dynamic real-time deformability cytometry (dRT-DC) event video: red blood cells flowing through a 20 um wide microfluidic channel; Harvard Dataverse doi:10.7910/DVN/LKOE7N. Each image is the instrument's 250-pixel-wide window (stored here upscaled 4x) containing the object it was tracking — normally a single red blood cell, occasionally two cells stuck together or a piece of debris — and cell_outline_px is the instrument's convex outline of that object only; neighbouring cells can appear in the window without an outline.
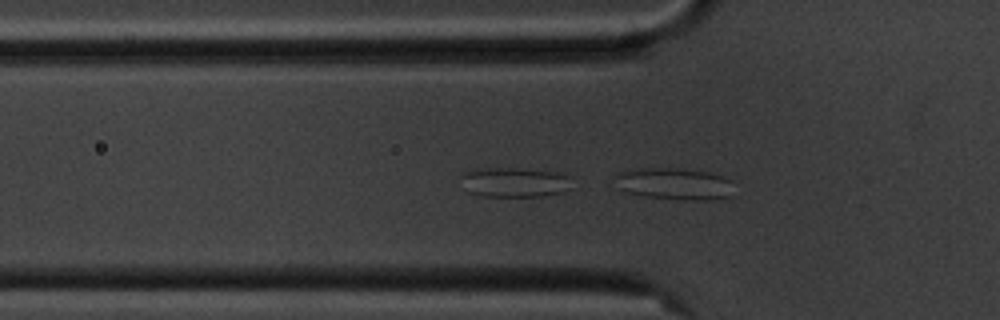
{"species": "common noctule bat (a hibernating species)", "species_latin": "Nyctalus noctula", "temperature_condition": "cold", "stored_images_in_passage": 8, "camera_frame_rate_fps": 3000, "um_per_image_px": 0.085, "animal": {"sex": "male", "body_mass_g": 20.1, "forearm_length_mm": 53.5}, "frame": {"image": 1, "passage_image": 2, "time_ms": 0.333, "image_size_px": [1000, 320], "cell_outline_px": [[732, 196], [712, 200], [684, 200], [644, 196], [628, 192], [620, 188], [612, 176], [616, 172], [644, 168], [676, 168], [708, 172], [724, 176], [732, 180]], "centroid_in_image_um": [57.34, 15.62], "position_along_channel_um": 68.5, "area_um2": 22.25}}
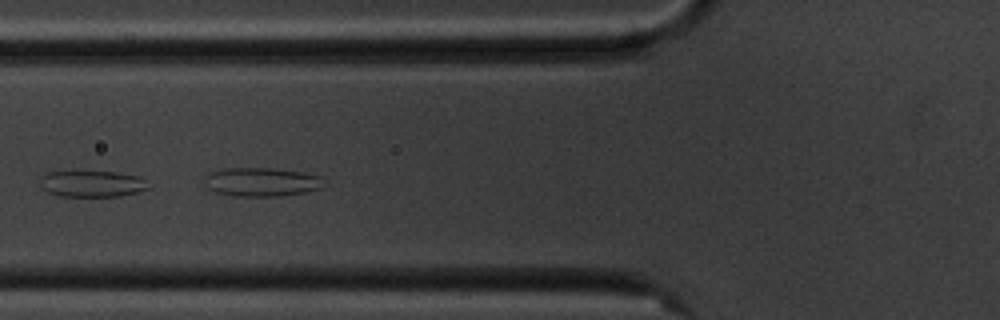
{"frame": {"image": 2, "passage_image": 5, "time_ms": 1.333, "image_size_px": [1000, 320], "cell_outline_px": [[152, 188], [120, 196], [60, 196], [48, 192], [44, 188], [40, 180], [40, 176], [48, 172], [116, 172], [140, 176], [152, 184]], "centroid_in_image_um": [7.91, 15.62], "position_along_channel_um": 117.9, "area_um2": 16.65}}